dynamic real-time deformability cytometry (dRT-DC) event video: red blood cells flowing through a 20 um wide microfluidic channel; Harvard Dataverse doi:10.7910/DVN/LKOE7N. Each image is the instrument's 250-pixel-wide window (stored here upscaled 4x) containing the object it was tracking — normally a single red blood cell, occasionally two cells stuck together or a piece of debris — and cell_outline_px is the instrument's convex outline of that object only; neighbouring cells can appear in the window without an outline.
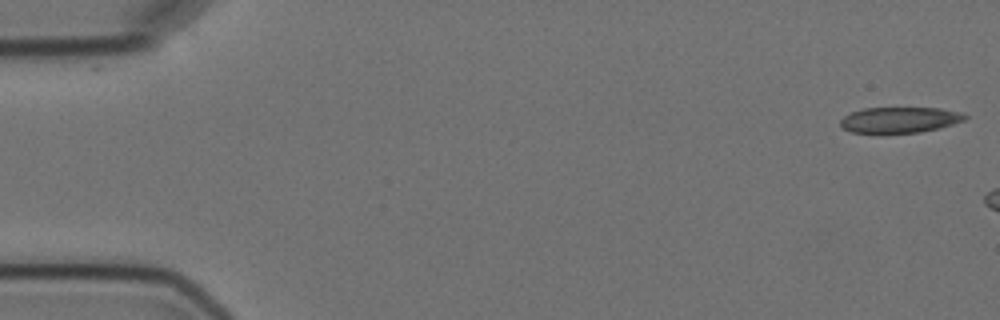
{"species": "Egyptian fruit bat (a non-hibernating species)", "species_latin": "Rousettus aegyptiacus", "temperature_condition": "cold", "stored_images_in_passage": 3, "camera_frame_rate_fps": 3000, "um_per_image_px": 0.085, "animal": {"sex": "female"}, "frame": {"image": 1, "passage_image": 1, "time_ms": 0.0, "image_size_px": [1000, 320], "cell_outline_px": [[968, 116], [964, 120], [940, 128], [920, 132], [852, 132], [844, 128], [840, 124], [840, 120], [844, 116], [852, 112], [864, 108], [940, 108], [964, 112]], "centroid_in_image_um": [76.53, 10.17], "position_along_channel_um": 8.5, "area_um2": 18.5}}